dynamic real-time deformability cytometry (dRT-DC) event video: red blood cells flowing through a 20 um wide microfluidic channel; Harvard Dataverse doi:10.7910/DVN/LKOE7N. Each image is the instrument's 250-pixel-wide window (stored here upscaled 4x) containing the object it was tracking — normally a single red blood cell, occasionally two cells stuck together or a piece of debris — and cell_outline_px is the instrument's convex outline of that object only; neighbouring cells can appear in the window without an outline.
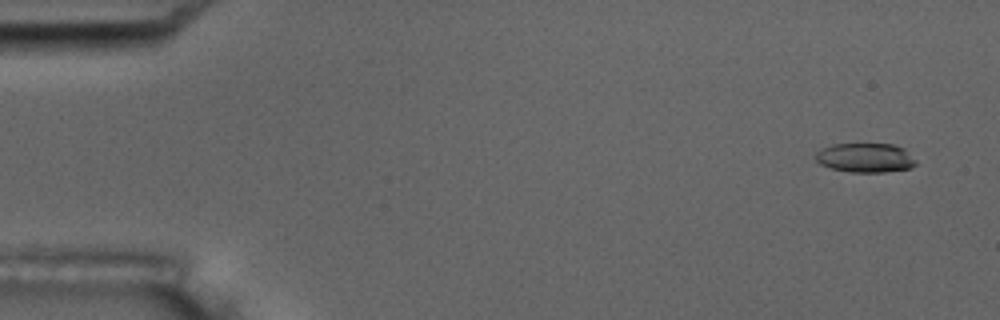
{"species": "common noctule bat (a hibernating species)", "species_latin": "Nyctalus noctula", "temperature_condition": "room temperature", "stored_images_in_passage": 4, "camera_frame_rate_fps": 3000, "um_per_image_px": 0.085, "animal": {"sex": "male", "body_mass_g": 17.5, "forearm_length_mm": 52.3}, "frame": {"image": 1, "passage_image": 1, "time_ms": 0.0, "image_size_px": [1000, 320], "cell_outline_px": [[916, 164], [908, 168], [884, 172], [848, 172], [832, 168], [820, 164], [816, 160], [816, 152], [820, 148], [832, 144], [892, 144], [904, 148], [916, 160]], "centroid_in_image_um": [73.53, 13.4], "position_along_channel_um": 11.5, "area_um2": 17.11}}